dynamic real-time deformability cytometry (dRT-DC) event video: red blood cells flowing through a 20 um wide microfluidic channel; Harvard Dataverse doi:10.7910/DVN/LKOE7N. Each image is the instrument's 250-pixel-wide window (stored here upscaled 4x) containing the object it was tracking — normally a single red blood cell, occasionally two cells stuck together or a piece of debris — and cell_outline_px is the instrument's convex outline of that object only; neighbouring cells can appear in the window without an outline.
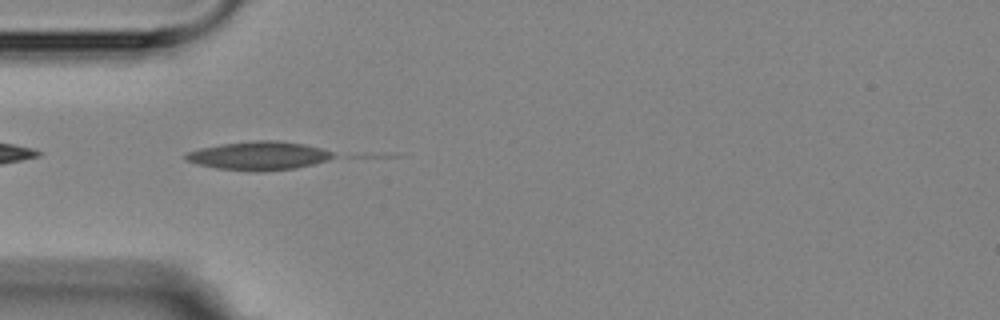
{"species": "Egyptian fruit bat (a non-hibernating species)", "species_latin": "Rousettus aegyptiacus", "temperature_condition": "room temperature", "stored_images_in_passage": 4, "camera_frame_rate_fps": 3000, "um_per_image_px": 0.085, "animal": {"sex": "female"}, "frame": {"image": 1, "passage_image": 3, "time_ms": 2.333, "image_size_px": [1000, 320], "cell_outline_px": [[336, 156], [328, 160], [312, 164], [292, 168], [264, 172], [256, 172], [216, 168], [184, 160], [184, 156], [188, 152], [200, 148], [220, 144], [256, 140], [276, 140], [304, 144], [320, 148], [332, 152]], "centroid_in_image_um": [21.98, 13.24], "position_along_channel_um": 63.0, "area_um2": 24.45}}
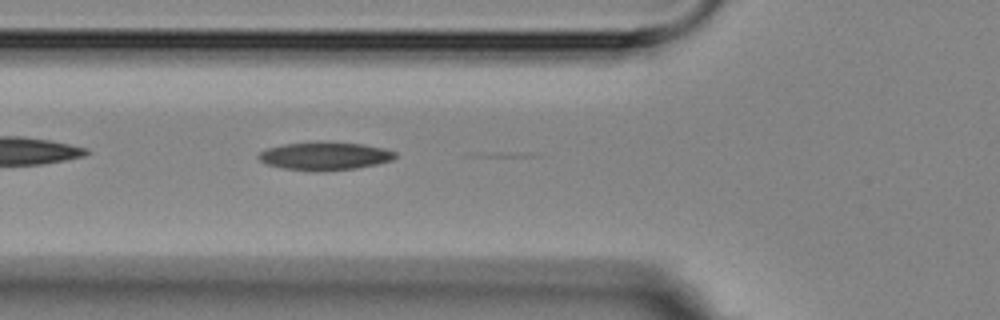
{"frame": {"image": 2, "passage_image": 4, "time_ms": 3.333, "image_size_px": [1000, 320], "cell_outline_px": [[396, 156], [392, 160], [376, 164], [356, 168], [284, 168], [268, 164], [260, 160], [260, 152], [268, 148], [284, 144], [316, 140], [364, 144], [384, 148], [396, 152]], "centroid_in_image_um": [27.66, 13.19], "position_along_channel_um": 98.1, "area_um2": 21.5}}